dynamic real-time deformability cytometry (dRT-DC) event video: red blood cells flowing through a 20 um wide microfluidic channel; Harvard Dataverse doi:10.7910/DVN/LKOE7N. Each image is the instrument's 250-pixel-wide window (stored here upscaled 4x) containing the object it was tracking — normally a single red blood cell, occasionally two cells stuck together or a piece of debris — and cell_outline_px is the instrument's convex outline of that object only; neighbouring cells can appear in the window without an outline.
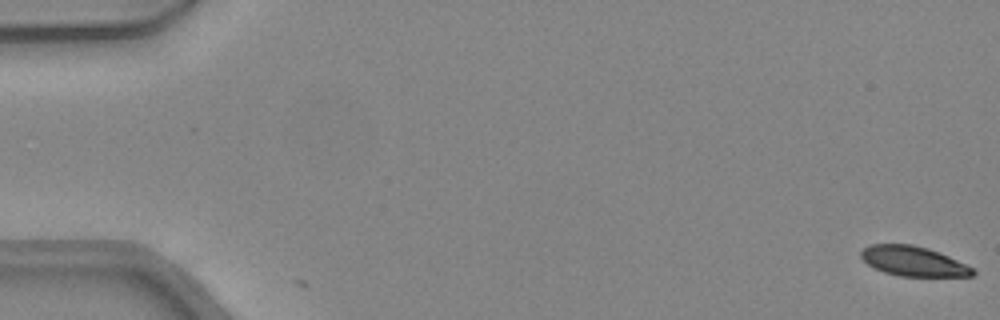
{"species": "common noctule bat (a hibernating species)", "species_latin": "Nyctalus noctula", "temperature_condition": "warm", "stored_images_in_passage": 2, "camera_frame_rate_fps": 3000, "um_per_image_px": 0.085, "animal": {"sex": "female", "body_mass_g": 24.6, "forearm_length_mm": 56.2}, "frame": {"image": 1, "passage_image": 1, "time_ms": 0.0, "image_size_px": [1000, 320], "cell_outline_px": [[976, 272], [972, 276], [900, 276], [884, 272], [868, 264], [860, 256], [860, 252], [864, 248], [872, 244], [912, 244], [928, 248], [940, 252], [972, 268]], "centroid_in_image_um": [77.62, 22.19], "position_along_channel_um": 7.4, "area_um2": 19.19}}